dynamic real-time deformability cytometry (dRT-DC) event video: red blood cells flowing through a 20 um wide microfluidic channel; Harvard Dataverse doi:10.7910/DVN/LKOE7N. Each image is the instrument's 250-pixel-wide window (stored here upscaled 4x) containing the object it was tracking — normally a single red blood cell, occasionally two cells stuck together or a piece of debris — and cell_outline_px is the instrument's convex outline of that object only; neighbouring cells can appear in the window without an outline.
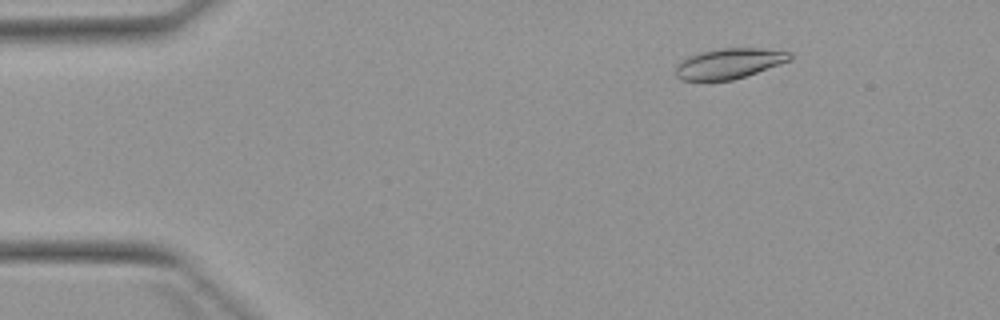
{"species": "Egyptian fruit bat (a non-hibernating species)", "species_latin": "Rousettus aegyptiacus", "temperature_condition": "warm", "stored_images_in_passage": 5, "camera_frame_rate_fps": 3000, "um_per_image_px": 0.085, "animal": {"sex": "female"}, "frame": {"image": 1, "passage_image": 2, "time_ms": 1.333, "image_size_px": [1000, 320], "cell_outline_px": [[792, 60], [732, 80], [680, 80], [676, 76], [676, 64], [680, 60], [688, 56], [700, 52], [724, 48], [760, 48], [792, 52]], "centroid_in_image_um": [61.96, 5.39], "position_along_channel_um": 23.0, "area_um2": 20.11}}
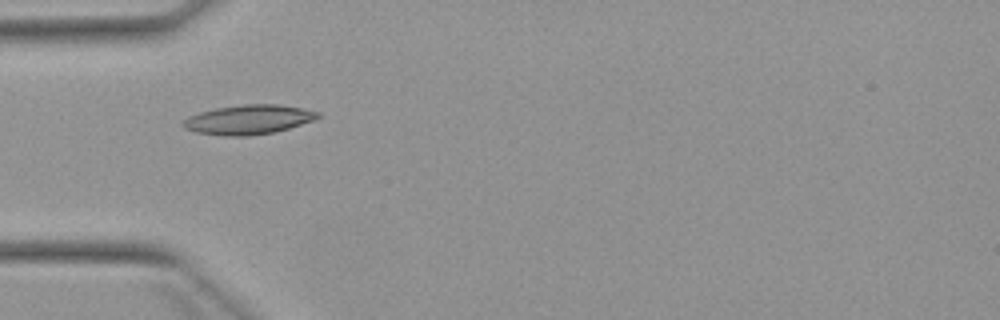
{"frame": {"image": 2, "passage_image": 4, "time_ms": 4.333, "image_size_px": [1000, 320], "cell_outline_px": [[320, 116], [312, 120], [288, 128], [272, 132], [248, 136], [224, 136], [196, 132], [184, 128], [180, 124], [180, 120], [188, 116], [200, 112], [216, 108], [244, 104], [280, 104], [320, 112]], "centroid_in_image_um": [21.04, 10.16], "position_along_channel_um": 64.0, "area_um2": 23.06}}
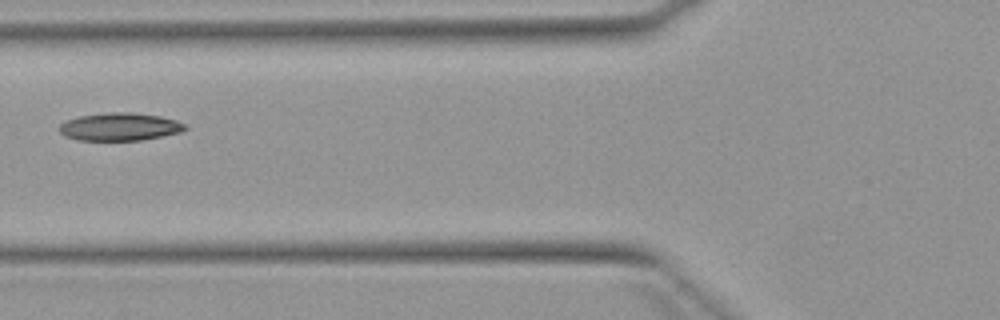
{"frame": {"image": 3, "passage_image": 5, "time_ms": 5.667, "image_size_px": [1000, 320], "cell_outline_px": [[188, 128], [180, 132], [140, 140], [76, 140], [64, 136], [56, 128], [60, 124], [68, 120], [80, 116], [108, 112], [132, 112], [160, 116], [176, 120], [188, 124]], "centroid_in_image_um": [10.17, 10.77], "position_along_channel_um": 115.6, "area_um2": 20.46}}